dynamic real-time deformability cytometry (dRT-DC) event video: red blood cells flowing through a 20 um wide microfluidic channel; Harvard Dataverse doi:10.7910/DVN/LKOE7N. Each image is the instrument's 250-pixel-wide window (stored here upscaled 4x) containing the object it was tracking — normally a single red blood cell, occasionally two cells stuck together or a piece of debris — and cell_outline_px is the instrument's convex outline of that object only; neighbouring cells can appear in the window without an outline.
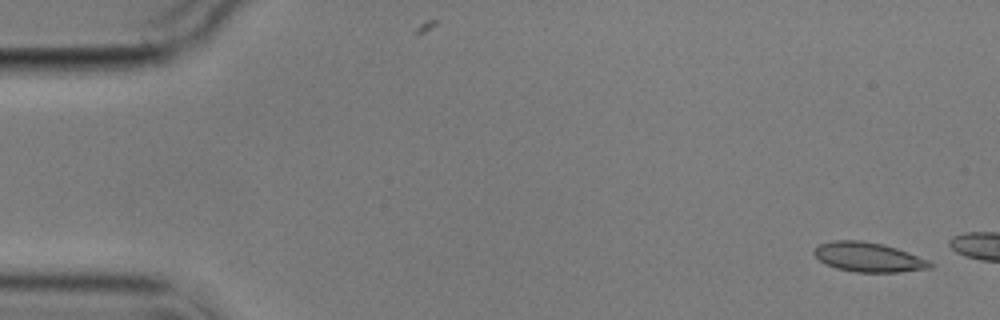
{"species": "common noctule bat (a hibernating species)", "species_latin": "Nyctalus noctula", "temperature_condition": "cold", "stored_images_in_passage": 3, "camera_frame_rate_fps": 3000, "um_per_image_px": 0.085, "animal": {"sex": "male", "body_mass_g": 17.9}, "frame": {"image": 1, "passage_image": 1, "time_ms": 0.0, "image_size_px": [1000, 320], "cell_outline_px": [[932, 268], [900, 272], [856, 272], [836, 268], [824, 264], [812, 252], [820, 244], [832, 240], [860, 240], [880, 244], [896, 248], [908, 252], [928, 260], [932, 264]], "centroid_in_image_um": [73.8, 21.86], "position_along_channel_um": 11.2, "area_um2": 19.83}}